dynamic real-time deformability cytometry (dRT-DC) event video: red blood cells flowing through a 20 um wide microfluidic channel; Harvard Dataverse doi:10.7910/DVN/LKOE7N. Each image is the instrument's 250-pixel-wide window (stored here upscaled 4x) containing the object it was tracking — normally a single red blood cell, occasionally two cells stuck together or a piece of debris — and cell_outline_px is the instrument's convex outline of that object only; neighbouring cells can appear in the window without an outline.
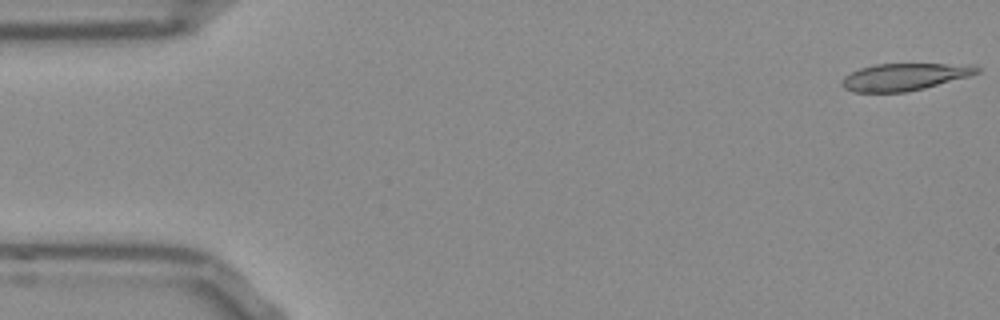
{"species": "Egyptian fruit bat (a non-hibernating species)", "species_latin": "Rousettus aegyptiacus", "temperature_condition": "room temperature", "stored_images_in_passage": 52, "camera_frame_rate_fps": 3000, "um_per_image_px": 0.085, "frame": {"image": 1, "passage_image": 1, "time_ms": 0.0, "image_size_px": [1000, 320], "cell_outline_px": [[980, 72], [968, 76], [924, 88], [904, 92], [852, 92], [844, 88], [840, 84], [840, 80], [844, 76], [860, 68], [876, 64], [972, 64], [980, 68]], "centroid_in_image_um": [76.85, 6.53], "position_along_channel_um": 8.2, "area_um2": 21.33}}
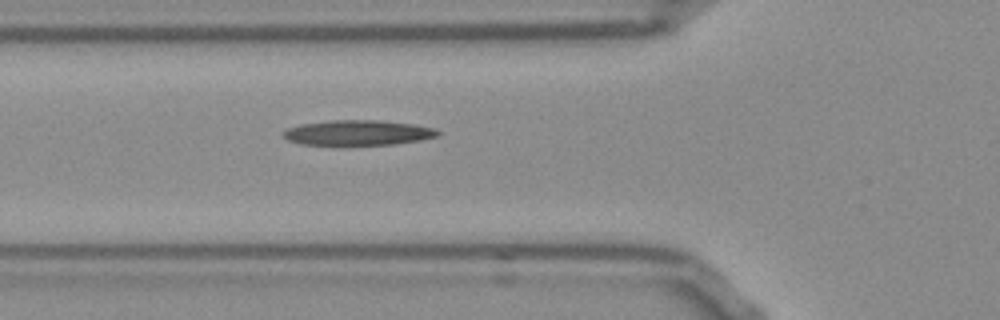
{"frame": {"image": 2, "passage_image": 18, "time_ms": 5.667, "image_size_px": [1000, 320], "cell_outline_px": [[440, 136], [420, 140], [392, 144], [300, 144], [288, 140], [280, 136], [280, 132], [288, 128], [300, 124], [332, 120], [380, 120], [412, 124], [432, 128], [440, 132]], "centroid_in_image_um": [30.37, 11.27], "position_along_channel_um": 95.4, "area_um2": 22.48}}
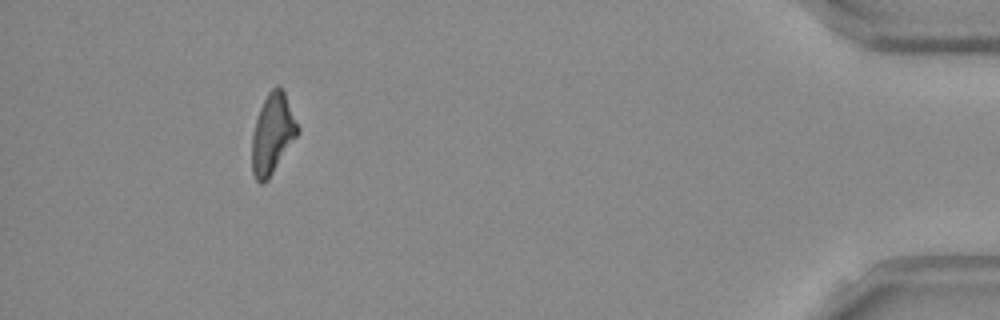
{"frame": {"image": 3, "passage_image": 48, "time_ms": 15.667, "image_size_px": [1000, 320], "cell_outline_px": [[300, 132], [268, 180], [264, 184], [260, 184], [256, 180], [252, 172], [252, 136], [256, 120], [260, 108], [268, 92], [276, 84], [284, 92], [300, 128]], "centroid_in_image_um": [23.17, 11.4], "position_along_channel_um": 412.0, "area_um2": 21.33}}